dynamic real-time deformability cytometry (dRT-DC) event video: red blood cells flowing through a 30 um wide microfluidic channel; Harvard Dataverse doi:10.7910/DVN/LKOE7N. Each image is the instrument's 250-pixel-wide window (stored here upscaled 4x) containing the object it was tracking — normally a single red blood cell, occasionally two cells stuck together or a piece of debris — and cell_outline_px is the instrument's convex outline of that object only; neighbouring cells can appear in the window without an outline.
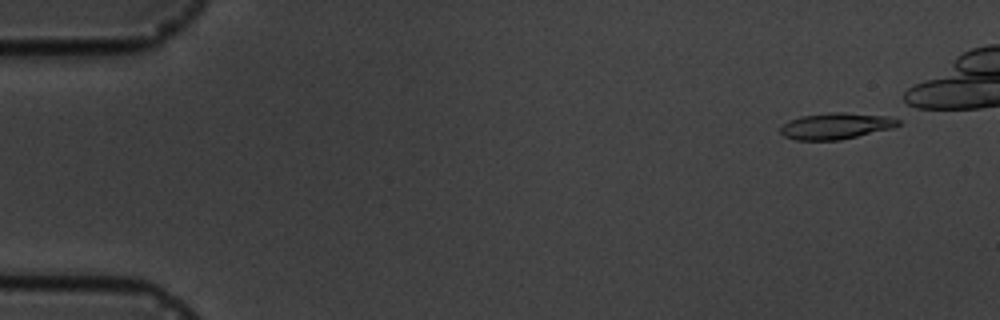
{"species": "common noctule bat (a hibernating species)", "species_latin": "Nyctalus noctula", "temperature_condition": "cold", "stored_images_in_passage": 5, "camera_frame_rate_fps": 3000, "um_per_image_px": 0.085, "animal": {"sex": "male", "body_mass_g": 19.5, "forearm_length_mm": 54.6}, "frame": {"image": 1, "passage_image": 1, "time_ms": 0.0, "image_size_px": [1000, 320], "cell_outline_px": [[900, 124], [892, 128], [840, 140], [792, 140], [784, 136], [780, 132], [780, 128], [784, 124], [800, 116], [828, 112], [844, 112], [888, 116], [900, 120]], "centroid_in_image_um": [71.04, 10.71], "position_along_channel_um": 14.0, "area_um2": 18.03}}